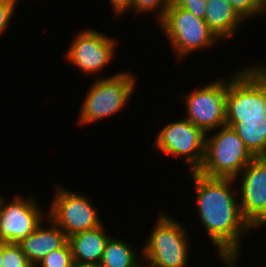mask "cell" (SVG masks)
I'll list each match as a JSON object with an SVG mask.
<instances>
[{
  "label": "cell",
  "mask_w": 266,
  "mask_h": 267,
  "mask_svg": "<svg viewBox=\"0 0 266 267\" xmlns=\"http://www.w3.org/2000/svg\"><path fill=\"white\" fill-rule=\"evenodd\" d=\"M135 251L122 238L110 236L106 242L100 264L102 267H138L142 263L138 260Z\"/></svg>",
  "instance_id": "17"
},
{
  "label": "cell",
  "mask_w": 266,
  "mask_h": 267,
  "mask_svg": "<svg viewBox=\"0 0 266 267\" xmlns=\"http://www.w3.org/2000/svg\"><path fill=\"white\" fill-rule=\"evenodd\" d=\"M72 267H102V266L100 263H92V264L73 263Z\"/></svg>",
  "instance_id": "25"
},
{
  "label": "cell",
  "mask_w": 266,
  "mask_h": 267,
  "mask_svg": "<svg viewBox=\"0 0 266 267\" xmlns=\"http://www.w3.org/2000/svg\"><path fill=\"white\" fill-rule=\"evenodd\" d=\"M3 199L0 196V240L18 244L44 221L45 215L39 209L36 198L15 196L8 203H4Z\"/></svg>",
  "instance_id": "12"
},
{
  "label": "cell",
  "mask_w": 266,
  "mask_h": 267,
  "mask_svg": "<svg viewBox=\"0 0 266 267\" xmlns=\"http://www.w3.org/2000/svg\"><path fill=\"white\" fill-rule=\"evenodd\" d=\"M2 267H34L21 247L16 243L4 242V254Z\"/></svg>",
  "instance_id": "19"
},
{
  "label": "cell",
  "mask_w": 266,
  "mask_h": 267,
  "mask_svg": "<svg viewBox=\"0 0 266 267\" xmlns=\"http://www.w3.org/2000/svg\"><path fill=\"white\" fill-rule=\"evenodd\" d=\"M138 267H148L147 265H143V263L141 265H139Z\"/></svg>",
  "instance_id": "28"
},
{
  "label": "cell",
  "mask_w": 266,
  "mask_h": 267,
  "mask_svg": "<svg viewBox=\"0 0 266 267\" xmlns=\"http://www.w3.org/2000/svg\"><path fill=\"white\" fill-rule=\"evenodd\" d=\"M136 78L130 71L97 79L87 90L79 124L95 123L123 110L135 92Z\"/></svg>",
  "instance_id": "2"
},
{
  "label": "cell",
  "mask_w": 266,
  "mask_h": 267,
  "mask_svg": "<svg viewBox=\"0 0 266 267\" xmlns=\"http://www.w3.org/2000/svg\"><path fill=\"white\" fill-rule=\"evenodd\" d=\"M227 80L217 79L209 85L183 96L186 119L205 134L226 125Z\"/></svg>",
  "instance_id": "9"
},
{
  "label": "cell",
  "mask_w": 266,
  "mask_h": 267,
  "mask_svg": "<svg viewBox=\"0 0 266 267\" xmlns=\"http://www.w3.org/2000/svg\"><path fill=\"white\" fill-rule=\"evenodd\" d=\"M240 173L241 211L256 229L266 224V157L254 158Z\"/></svg>",
  "instance_id": "11"
},
{
  "label": "cell",
  "mask_w": 266,
  "mask_h": 267,
  "mask_svg": "<svg viewBox=\"0 0 266 267\" xmlns=\"http://www.w3.org/2000/svg\"><path fill=\"white\" fill-rule=\"evenodd\" d=\"M262 4H263V8H264V12H266V0H262Z\"/></svg>",
  "instance_id": "27"
},
{
  "label": "cell",
  "mask_w": 266,
  "mask_h": 267,
  "mask_svg": "<svg viewBox=\"0 0 266 267\" xmlns=\"http://www.w3.org/2000/svg\"><path fill=\"white\" fill-rule=\"evenodd\" d=\"M157 24L168 38L177 59L220 41L205 20L177 5L172 4Z\"/></svg>",
  "instance_id": "6"
},
{
  "label": "cell",
  "mask_w": 266,
  "mask_h": 267,
  "mask_svg": "<svg viewBox=\"0 0 266 267\" xmlns=\"http://www.w3.org/2000/svg\"><path fill=\"white\" fill-rule=\"evenodd\" d=\"M3 254H4V241L0 240V267L3 264Z\"/></svg>",
  "instance_id": "26"
},
{
  "label": "cell",
  "mask_w": 266,
  "mask_h": 267,
  "mask_svg": "<svg viewBox=\"0 0 266 267\" xmlns=\"http://www.w3.org/2000/svg\"><path fill=\"white\" fill-rule=\"evenodd\" d=\"M160 214L142 248L148 267H187L189 243L185 227L174 218Z\"/></svg>",
  "instance_id": "5"
},
{
  "label": "cell",
  "mask_w": 266,
  "mask_h": 267,
  "mask_svg": "<svg viewBox=\"0 0 266 267\" xmlns=\"http://www.w3.org/2000/svg\"><path fill=\"white\" fill-rule=\"evenodd\" d=\"M72 251L67 242L62 248L49 252L36 267H72Z\"/></svg>",
  "instance_id": "18"
},
{
  "label": "cell",
  "mask_w": 266,
  "mask_h": 267,
  "mask_svg": "<svg viewBox=\"0 0 266 267\" xmlns=\"http://www.w3.org/2000/svg\"><path fill=\"white\" fill-rule=\"evenodd\" d=\"M172 5V0H132L131 9L136 13L154 12L158 10L156 20L159 22L167 9Z\"/></svg>",
  "instance_id": "20"
},
{
  "label": "cell",
  "mask_w": 266,
  "mask_h": 267,
  "mask_svg": "<svg viewBox=\"0 0 266 267\" xmlns=\"http://www.w3.org/2000/svg\"><path fill=\"white\" fill-rule=\"evenodd\" d=\"M103 226L68 237L74 263H101L106 242L110 238Z\"/></svg>",
  "instance_id": "14"
},
{
  "label": "cell",
  "mask_w": 266,
  "mask_h": 267,
  "mask_svg": "<svg viewBox=\"0 0 266 267\" xmlns=\"http://www.w3.org/2000/svg\"><path fill=\"white\" fill-rule=\"evenodd\" d=\"M205 138L204 161L199 173L208 177L234 178L255 158L243 140L227 125Z\"/></svg>",
  "instance_id": "3"
},
{
  "label": "cell",
  "mask_w": 266,
  "mask_h": 267,
  "mask_svg": "<svg viewBox=\"0 0 266 267\" xmlns=\"http://www.w3.org/2000/svg\"><path fill=\"white\" fill-rule=\"evenodd\" d=\"M115 42L98 30L85 29L74 38L66 57L84 74H94L104 69L114 58Z\"/></svg>",
  "instance_id": "10"
},
{
  "label": "cell",
  "mask_w": 266,
  "mask_h": 267,
  "mask_svg": "<svg viewBox=\"0 0 266 267\" xmlns=\"http://www.w3.org/2000/svg\"><path fill=\"white\" fill-rule=\"evenodd\" d=\"M243 140L246 148L255 157H266V118H226Z\"/></svg>",
  "instance_id": "16"
},
{
  "label": "cell",
  "mask_w": 266,
  "mask_h": 267,
  "mask_svg": "<svg viewBox=\"0 0 266 267\" xmlns=\"http://www.w3.org/2000/svg\"><path fill=\"white\" fill-rule=\"evenodd\" d=\"M206 134L186 118L166 125L156 134L155 147L171 157L183 156L191 171H198L205 155Z\"/></svg>",
  "instance_id": "7"
},
{
  "label": "cell",
  "mask_w": 266,
  "mask_h": 267,
  "mask_svg": "<svg viewBox=\"0 0 266 267\" xmlns=\"http://www.w3.org/2000/svg\"><path fill=\"white\" fill-rule=\"evenodd\" d=\"M111 7L116 16L130 10L132 5V0H110Z\"/></svg>",
  "instance_id": "24"
},
{
  "label": "cell",
  "mask_w": 266,
  "mask_h": 267,
  "mask_svg": "<svg viewBox=\"0 0 266 267\" xmlns=\"http://www.w3.org/2000/svg\"><path fill=\"white\" fill-rule=\"evenodd\" d=\"M196 187L198 214L219 257L228 267H236L241 237L254 228L243 217L240 203L231 189L234 178L208 177L191 172ZM239 251V252H238Z\"/></svg>",
  "instance_id": "1"
},
{
  "label": "cell",
  "mask_w": 266,
  "mask_h": 267,
  "mask_svg": "<svg viewBox=\"0 0 266 267\" xmlns=\"http://www.w3.org/2000/svg\"><path fill=\"white\" fill-rule=\"evenodd\" d=\"M48 218L70 237L101 226L97 208L84 195L56 186Z\"/></svg>",
  "instance_id": "8"
},
{
  "label": "cell",
  "mask_w": 266,
  "mask_h": 267,
  "mask_svg": "<svg viewBox=\"0 0 266 267\" xmlns=\"http://www.w3.org/2000/svg\"><path fill=\"white\" fill-rule=\"evenodd\" d=\"M245 21L264 12L262 0H226Z\"/></svg>",
  "instance_id": "21"
},
{
  "label": "cell",
  "mask_w": 266,
  "mask_h": 267,
  "mask_svg": "<svg viewBox=\"0 0 266 267\" xmlns=\"http://www.w3.org/2000/svg\"><path fill=\"white\" fill-rule=\"evenodd\" d=\"M226 118H266V65H250L227 81Z\"/></svg>",
  "instance_id": "4"
},
{
  "label": "cell",
  "mask_w": 266,
  "mask_h": 267,
  "mask_svg": "<svg viewBox=\"0 0 266 267\" xmlns=\"http://www.w3.org/2000/svg\"><path fill=\"white\" fill-rule=\"evenodd\" d=\"M172 4L186 9L200 19L205 18L206 0H172Z\"/></svg>",
  "instance_id": "23"
},
{
  "label": "cell",
  "mask_w": 266,
  "mask_h": 267,
  "mask_svg": "<svg viewBox=\"0 0 266 267\" xmlns=\"http://www.w3.org/2000/svg\"><path fill=\"white\" fill-rule=\"evenodd\" d=\"M46 220L50 223L48 227L47 225L43 226V222H41L31 234L18 243L34 267L49 252L62 248L68 242L65 232L51 219L47 218Z\"/></svg>",
  "instance_id": "13"
},
{
  "label": "cell",
  "mask_w": 266,
  "mask_h": 267,
  "mask_svg": "<svg viewBox=\"0 0 266 267\" xmlns=\"http://www.w3.org/2000/svg\"><path fill=\"white\" fill-rule=\"evenodd\" d=\"M218 39H230L245 22L226 0H206L205 18Z\"/></svg>",
  "instance_id": "15"
},
{
  "label": "cell",
  "mask_w": 266,
  "mask_h": 267,
  "mask_svg": "<svg viewBox=\"0 0 266 267\" xmlns=\"http://www.w3.org/2000/svg\"><path fill=\"white\" fill-rule=\"evenodd\" d=\"M19 0H0V35L8 28Z\"/></svg>",
  "instance_id": "22"
}]
</instances>
